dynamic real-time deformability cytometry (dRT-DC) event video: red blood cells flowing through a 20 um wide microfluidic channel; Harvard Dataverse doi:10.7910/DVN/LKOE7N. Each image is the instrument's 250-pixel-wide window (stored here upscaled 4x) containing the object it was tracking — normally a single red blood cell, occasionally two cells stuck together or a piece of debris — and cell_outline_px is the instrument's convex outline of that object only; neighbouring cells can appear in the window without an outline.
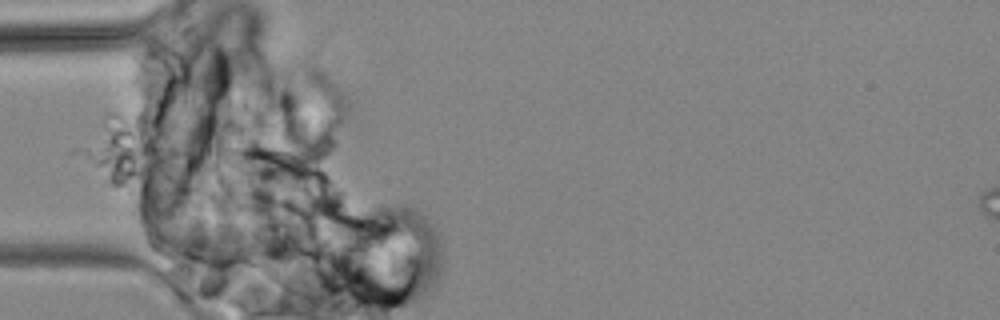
{"species": "common noctule bat (a hibernating species)", "species_latin": "Nyctalus noctula", "temperature_condition": "cold", "stored_images_in_passage": 4, "camera_frame_rate_fps": 3000, "um_per_image_px": 0.085, "animal": {"sex": "male", "body_mass_g": 19.2, "forearm_length_mm": 51.8}, "frame": {"image": 1, "passage_image": 1, "time_ms": 0.0, "image_size_px": [1000, 320], "cell_outline_px": [[252, 264], [248, 272], [240, 276], [236, 276], [168, 260], [152, 252], [140, 240], [140, 232], [144, 228], [168, 228], [208, 236], [244, 256]], "centroid_in_image_um": [16.55, 21.31], "position_along_channel_um": 68.5, "area_um2": 21.91}}
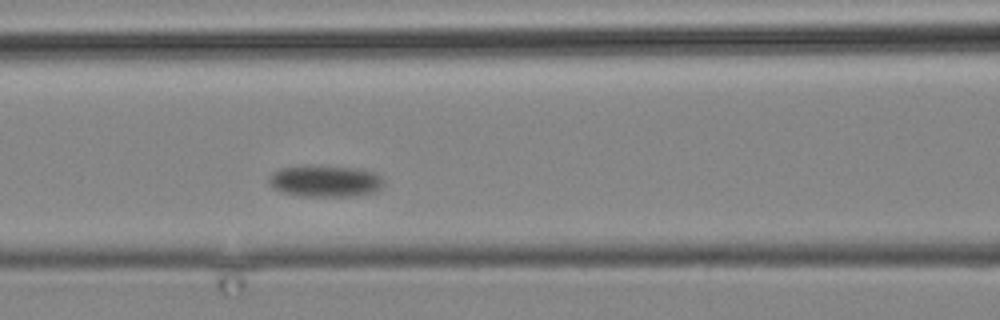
{"frame": {"image": 2, "passage_image": 4, "time_ms": 3.333, "image_size_px": [1000, 320], "cell_outline_px": [[384, 184], [376, 192], [352, 196], [296, 196], [272, 188], [268, 184], [268, 176], [272, 172], [280, 168], [308, 164], [316, 164], [356, 168], [376, 172], [384, 180]], "centroid_in_image_um": [27.61, 15.37], "position_along_channel_um": 139.0, "area_um2": 21.85}}